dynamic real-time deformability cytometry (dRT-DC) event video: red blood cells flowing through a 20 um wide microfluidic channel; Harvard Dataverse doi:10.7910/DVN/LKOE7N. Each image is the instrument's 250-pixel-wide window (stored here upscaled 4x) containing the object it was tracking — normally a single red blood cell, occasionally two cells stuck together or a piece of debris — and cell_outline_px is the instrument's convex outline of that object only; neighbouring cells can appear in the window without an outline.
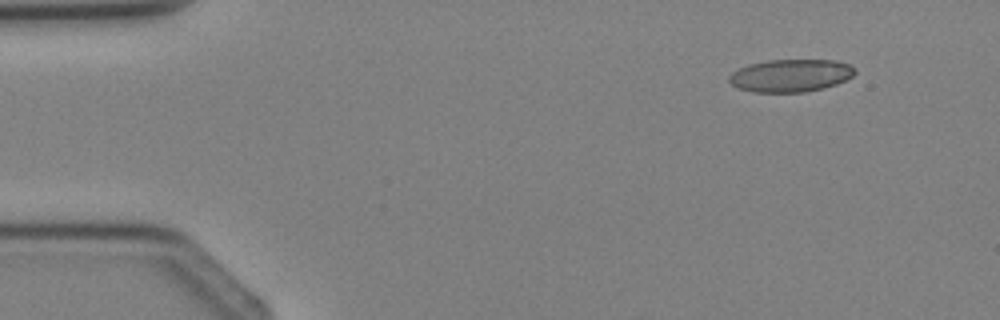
{"species": "Egyptian fruit bat (a non-hibernating species)", "species_latin": "Rousettus aegyptiacus", "temperature_condition": "cold", "stored_images_in_passage": 4, "camera_frame_rate_fps": 3000, "um_per_image_px": 0.085, "animal": {"sex": "female"}, "frame": {"image": 1, "passage_image": 1, "time_ms": 0.0, "image_size_px": [1000, 320], "cell_outline_px": [[856, 72], [852, 76], [836, 84], [804, 92], [752, 92], [740, 88], [732, 84], [728, 80], [728, 76], [732, 72], [748, 64], [768, 60], [836, 60], [848, 64]], "centroid_in_image_um": [67.17, 6.41], "position_along_channel_um": 17.8, "area_um2": 23.7}}
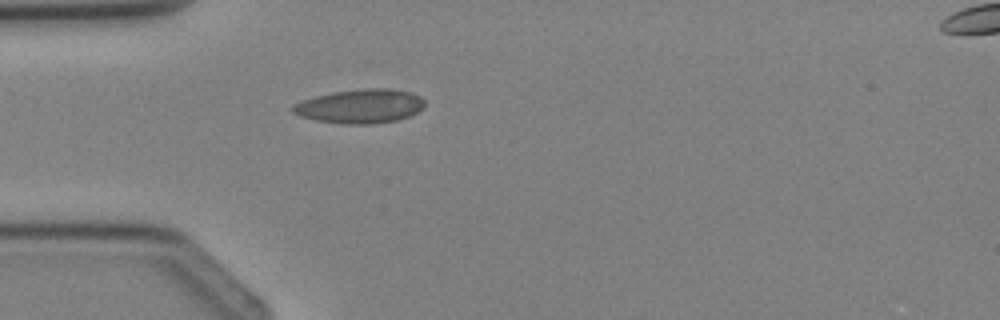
{"frame": {"image": 2, "passage_image": 3, "time_ms": 2.333, "image_size_px": [1000, 320], "cell_outline_px": [[424, 108], [408, 116], [396, 120], [372, 124], [344, 124], [316, 120], [300, 116], [292, 112], [292, 104], [316, 96], [332, 92], [364, 88], [388, 88], [412, 92], [420, 96], [424, 100]], "centroid_in_image_um": [30.63, 9.02], "position_along_channel_um": 54.4, "area_um2": 26.18}}